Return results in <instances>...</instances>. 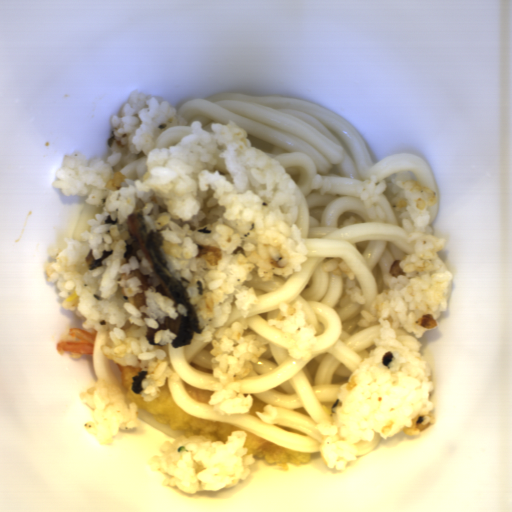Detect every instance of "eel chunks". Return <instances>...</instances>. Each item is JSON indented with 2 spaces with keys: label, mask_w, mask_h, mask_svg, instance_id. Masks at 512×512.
<instances>
[{
  "label": "eel chunks",
  "mask_w": 512,
  "mask_h": 512,
  "mask_svg": "<svg viewBox=\"0 0 512 512\" xmlns=\"http://www.w3.org/2000/svg\"><path fill=\"white\" fill-rule=\"evenodd\" d=\"M127 230L141 250L143 256L149 261L158 281L156 292L175 301V307L182 304L187 308V316L179 313L175 320L170 316H165L164 323L159 324V328L152 329L147 326L146 338L149 344L156 345L154 335L159 330L169 329L177 335L171 342L172 347L180 348L191 345L193 333H203L206 327H202L200 318L196 312L195 306L186 297V288L167 268L169 261L161 253L160 246L163 245V236L154 228L146 231L145 218L138 214H128Z\"/></svg>",
  "instance_id": "obj_1"
},
{
  "label": "eel chunks",
  "mask_w": 512,
  "mask_h": 512,
  "mask_svg": "<svg viewBox=\"0 0 512 512\" xmlns=\"http://www.w3.org/2000/svg\"><path fill=\"white\" fill-rule=\"evenodd\" d=\"M150 275L143 274L139 269L130 270L128 276L126 277L127 280L132 277H137L142 284L138 286L142 292H135L133 296H127L124 293L123 288L120 289L122 297L126 300L127 303H130L134 307L140 310V306H147V298L145 296V291L148 290L149 286H152V284H148V278Z\"/></svg>",
  "instance_id": "obj_2"
}]
</instances>
